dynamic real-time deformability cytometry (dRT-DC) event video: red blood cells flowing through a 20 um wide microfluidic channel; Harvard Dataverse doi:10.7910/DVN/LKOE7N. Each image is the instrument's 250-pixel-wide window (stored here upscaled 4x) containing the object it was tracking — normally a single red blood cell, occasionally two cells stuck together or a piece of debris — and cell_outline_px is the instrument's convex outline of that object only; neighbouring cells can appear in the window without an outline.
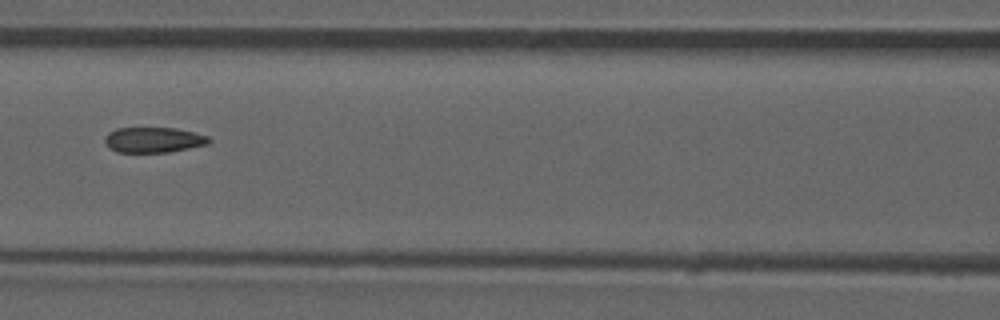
{"species": "common noctule bat (a hibernating species)", "species_latin": "Nyctalus noctula", "temperature_condition": "room temperature", "stored_images_in_passage": 51, "camera_frame_rate_fps": 3000, "um_per_image_px": 0.085, "animal": {"sex": "male", "forearm_length_mm": 52.5}, "frame": {"image": 1, "passage_image": 22, "time_ms": 7.0, "image_size_px": [1000, 320], "cell_outline_px": [[212, 140], [208, 144], [168, 152], [116, 152], [108, 148], [104, 144], [104, 136], [108, 132], [116, 128], [176, 128], [208, 136]], "centroid_in_image_um": [12.99, 11.89], "position_along_channel_um": 153.6, "area_um2": 15.49}, "authors_computed_cell_mechanics": {"area_um2": 16.2418, "velocity_mm_per_s": 3.8631, "shape_relaxation_time_tau1_ms": null, "shape_relaxation_time_tau2_ms": 1.3661, "deformation_change_tau1": null, "deformation_change_tau2": 0.0708}}